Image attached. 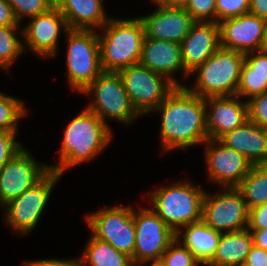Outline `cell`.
Returning <instances> with one entry per match:
<instances>
[{"label":"cell","instance_id":"obj_1","mask_svg":"<svg viewBox=\"0 0 267 266\" xmlns=\"http://www.w3.org/2000/svg\"><path fill=\"white\" fill-rule=\"evenodd\" d=\"M160 114V150L163 154L175 149L186 152L202 145L208 138L205 98L185 86L176 88L151 113Z\"/></svg>","mask_w":267,"mask_h":266},{"label":"cell","instance_id":"obj_2","mask_svg":"<svg viewBox=\"0 0 267 266\" xmlns=\"http://www.w3.org/2000/svg\"><path fill=\"white\" fill-rule=\"evenodd\" d=\"M112 131L109 124L85 107L64 129L62 143L58 148L59 162L49 165L50 170L62 176L68 169L97 158L113 140Z\"/></svg>","mask_w":267,"mask_h":266},{"label":"cell","instance_id":"obj_3","mask_svg":"<svg viewBox=\"0 0 267 266\" xmlns=\"http://www.w3.org/2000/svg\"><path fill=\"white\" fill-rule=\"evenodd\" d=\"M99 30H103L102 34ZM97 30L103 72H118L140 62L144 26L139 17H111Z\"/></svg>","mask_w":267,"mask_h":266},{"label":"cell","instance_id":"obj_4","mask_svg":"<svg viewBox=\"0 0 267 266\" xmlns=\"http://www.w3.org/2000/svg\"><path fill=\"white\" fill-rule=\"evenodd\" d=\"M206 191L186 178L148 192L150 208L175 232L201 221Z\"/></svg>","mask_w":267,"mask_h":266},{"label":"cell","instance_id":"obj_5","mask_svg":"<svg viewBox=\"0 0 267 266\" xmlns=\"http://www.w3.org/2000/svg\"><path fill=\"white\" fill-rule=\"evenodd\" d=\"M244 58L245 54L241 52L219 47L202 65L191 72L190 76L196 75L194 83L190 87L184 86L202 98L234 96L238 90Z\"/></svg>","mask_w":267,"mask_h":266},{"label":"cell","instance_id":"obj_6","mask_svg":"<svg viewBox=\"0 0 267 266\" xmlns=\"http://www.w3.org/2000/svg\"><path fill=\"white\" fill-rule=\"evenodd\" d=\"M67 41L66 77L69 86L83 92L102 72L97 30L69 29Z\"/></svg>","mask_w":267,"mask_h":266},{"label":"cell","instance_id":"obj_7","mask_svg":"<svg viewBox=\"0 0 267 266\" xmlns=\"http://www.w3.org/2000/svg\"><path fill=\"white\" fill-rule=\"evenodd\" d=\"M81 94L93 98L86 108L106 124L114 120L124 126L133 125L142 117L133 107L118 72H102Z\"/></svg>","mask_w":267,"mask_h":266},{"label":"cell","instance_id":"obj_8","mask_svg":"<svg viewBox=\"0 0 267 266\" xmlns=\"http://www.w3.org/2000/svg\"><path fill=\"white\" fill-rule=\"evenodd\" d=\"M62 176L51 170L35 186L27 189L19 197L10 201L2 209L3 218L12 231L21 236L29 234L38 225L42 213L47 207L53 188Z\"/></svg>","mask_w":267,"mask_h":266},{"label":"cell","instance_id":"obj_9","mask_svg":"<svg viewBox=\"0 0 267 266\" xmlns=\"http://www.w3.org/2000/svg\"><path fill=\"white\" fill-rule=\"evenodd\" d=\"M84 218L94 237L133 257L136 242L133 206H105L104 209L89 212Z\"/></svg>","mask_w":267,"mask_h":266},{"label":"cell","instance_id":"obj_10","mask_svg":"<svg viewBox=\"0 0 267 266\" xmlns=\"http://www.w3.org/2000/svg\"><path fill=\"white\" fill-rule=\"evenodd\" d=\"M118 74L133 107L143 117L151 114L176 88L167 77L151 71L140 63L123 68Z\"/></svg>","mask_w":267,"mask_h":266},{"label":"cell","instance_id":"obj_11","mask_svg":"<svg viewBox=\"0 0 267 266\" xmlns=\"http://www.w3.org/2000/svg\"><path fill=\"white\" fill-rule=\"evenodd\" d=\"M249 210L236 187L221 188L217 193L206 190L201 220L219 233L244 230L248 226Z\"/></svg>","mask_w":267,"mask_h":266},{"label":"cell","instance_id":"obj_12","mask_svg":"<svg viewBox=\"0 0 267 266\" xmlns=\"http://www.w3.org/2000/svg\"><path fill=\"white\" fill-rule=\"evenodd\" d=\"M133 220L136 231L133 264L161 258L176 239V233L149 206L139 210L133 207Z\"/></svg>","mask_w":267,"mask_h":266},{"label":"cell","instance_id":"obj_13","mask_svg":"<svg viewBox=\"0 0 267 266\" xmlns=\"http://www.w3.org/2000/svg\"><path fill=\"white\" fill-rule=\"evenodd\" d=\"M25 146L0 170V208L35 186L51 170L39 163Z\"/></svg>","mask_w":267,"mask_h":266},{"label":"cell","instance_id":"obj_14","mask_svg":"<svg viewBox=\"0 0 267 266\" xmlns=\"http://www.w3.org/2000/svg\"><path fill=\"white\" fill-rule=\"evenodd\" d=\"M204 161L208 180L222 188L237 187L251 170L252 164L238 151L226 147L218 139H207Z\"/></svg>","mask_w":267,"mask_h":266},{"label":"cell","instance_id":"obj_15","mask_svg":"<svg viewBox=\"0 0 267 266\" xmlns=\"http://www.w3.org/2000/svg\"><path fill=\"white\" fill-rule=\"evenodd\" d=\"M26 23L22 28L24 50L29 49V52L45 60L55 57L59 49L60 33L65 34L69 30L62 13L54 6Z\"/></svg>","mask_w":267,"mask_h":266},{"label":"cell","instance_id":"obj_16","mask_svg":"<svg viewBox=\"0 0 267 266\" xmlns=\"http://www.w3.org/2000/svg\"><path fill=\"white\" fill-rule=\"evenodd\" d=\"M265 19L250 13L219 22L220 47L247 54L260 51Z\"/></svg>","mask_w":267,"mask_h":266},{"label":"cell","instance_id":"obj_17","mask_svg":"<svg viewBox=\"0 0 267 266\" xmlns=\"http://www.w3.org/2000/svg\"><path fill=\"white\" fill-rule=\"evenodd\" d=\"M241 99L237 95L205 98L209 139H219L226 132L242 126L248 120L247 101Z\"/></svg>","mask_w":267,"mask_h":266},{"label":"cell","instance_id":"obj_18","mask_svg":"<svg viewBox=\"0 0 267 266\" xmlns=\"http://www.w3.org/2000/svg\"><path fill=\"white\" fill-rule=\"evenodd\" d=\"M144 26V38L171 41L181 44L195 22L184 8L156 5L151 14L138 16Z\"/></svg>","mask_w":267,"mask_h":266},{"label":"cell","instance_id":"obj_19","mask_svg":"<svg viewBox=\"0 0 267 266\" xmlns=\"http://www.w3.org/2000/svg\"><path fill=\"white\" fill-rule=\"evenodd\" d=\"M139 63L167 77L176 86H184L176 79V73L180 72L186 80L190 77L183 66L181 46L175 42L144 38Z\"/></svg>","mask_w":267,"mask_h":266},{"label":"cell","instance_id":"obj_20","mask_svg":"<svg viewBox=\"0 0 267 266\" xmlns=\"http://www.w3.org/2000/svg\"><path fill=\"white\" fill-rule=\"evenodd\" d=\"M180 46L183 66L191 74L219 49V23L194 22Z\"/></svg>","mask_w":267,"mask_h":266},{"label":"cell","instance_id":"obj_21","mask_svg":"<svg viewBox=\"0 0 267 266\" xmlns=\"http://www.w3.org/2000/svg\"><path fill=\"white\" fill-rule=\"evenodd\" d=\"M226 147L241 153L251 164H267V129L247 120L242 126L218 139Z\"/></svg>","mask_w":267,"mask_h":266},{"label":"cell","instance_id":"obj_22","mask_svg":"<svg viewBox=\"0 0 267 266\" xmlns=\"http://www.w3.org/2000/svg\"><path fill=\"white\" fill-rule=\"evenodd\" d=\"M69 29L99 30L110 19L102 0H56Z\"/></svg>","mask_w":267,"mask_h":266},{"label":"cell","instance_id":"obj_23","mask_svg":"<svg viewBox=\"0 0 267 266\" xmlns=\"http://www.w3.org/2000/svg\"><path fill=\"white\" fill-rule=\"evenodd\" d=\"M267 92V52L245 54L236 95L242 100Z\"/></svg>","mask_w":267,"mask_h":266},{"label":"cell","instance_id":"obj_24","mask_svg":"<svg viewBox=\"0 0 267 266\" xmlns=\"http://www.w3.org/2000/svg\"><path fill=\"white\" fill-rule=\"evenodd\" d=\"M253 245L252 233L248 228L221 233L216 252L206 265L242 266Z\"/></svg>","mask_w":267,"mask_h":266},{"label":"cell","instance_id":"obj_25","mask_svg":"<svg viewBox=\"0 0 267 266\" xmlns=\"http://www.w3.org/2000/svg\"><path fill=\"white\" fill-rule=\"evenodd\" d=\"M184 229V230H183ZM182 236V238H181ZM221 233L210 228L202 220L182 227L176 238L202 263L207 264L214 256Z\"/></svg>","mask_w":267,"mask_h":266},{"label":"cell","instance_id":"obj_26","mask_svg":"<svg viewBox=\"0 0 267 266\" xmlns=\"http://www.w3.org/2000/svg\"><path fill=\"white\" fill-rule=\"evenodd\" d=\"M79 256L81 266H135L131 257L92 234Z\"/></svg>","mask_w":267,"mask_h":266},{"label":"cell","instance_id":"obj_27","mask_svg":"<svg viewBox=\"0 0 267 266\" xmlns=\"http://www.w3.org/2000/svg\"><path fill=\"white\" fill-rule=\"evenodd\" d=\"M236 188L241 192L248 210L267 203V164L252 166Z\"/></svg>","mask_w":267,"mask_h":266},{"label":"cell","instance_id":"obj_28","mask_svg":"<svg viewBox=\"0 0 267 266\" xmlns=\"http://www.w3.org/2000/svg\"><path fill=\"white\" fill-rule=\"evenodd\" d=\"M17 35L23 36L21 26H0V69L4 71H9L25 51Z\"/></svg>","mask_w":267,"mask_h":266},{"label":"cell","instance_id":"obj_29","mask_svg":"<svg viewBox=\"0 0 267 266\" xmlns=\"http://www.w3.org/2000/svg\"><path fill=\"white\" fill-rule=\"evenodd\" d=\"M25 102L0 92V131H18L19 120L28 115Z\"/></svg>","mask_w":267,"mask_h":266},{"label":"cell","instance_id":"obj_30","mask_svg":"<svg viewBox=\"0 0 267 266\" xmlns=\"http://www.w3.org/2000/svg\"><path fill=\"white\" fill-rule=\"evenodd\" d=\"M17 21L23 24L24 18L30 19L48 12L55 6L53 0H8Z\"/></svg>","mask_w":267,"mask_h":266},{"label":"cell","instance_id":"obj_31","mask_svg":"<svg viewBox=\"0 0 267 266\" xmlns=\"http://www.w3.org/2000/svg\"><path fill=\"white\" fill-rule=\"evenodd\" d=\"M166 266H200L202 263L177 238L161 256Z\"/></svg>","mask_w":267,"mask_h":266},{"label":"cell","instance_id":"obj_32","mask_svg":"<svg viewBox=\"0 0 267 266\" xmlns=\"http://www.w3.org/2000/svg\"><path fill=\"white\" fill-rule=\"evenodd\" d=\"M184 9L195 22H216V0H188Z\"/></svg>","mask_w":267,"mask_h":266},{"label":"cell","instance_id":"obj_33","mask_svg":"<svg viewBox=\"0 0 267 266\" xmlns=\"http://www.w3.org/2000/svg\"><path fill=\"white\" fill-rule=\"evenodd\" d=\"M250 0H216L217 23L249 13Z\"/></svg>","mask_w":267,"mask_h":266},{"label":"cell","instance_id":"obj_34","mask_svg":"<svg viewBox=\"0 0 267 266\" xmlns=\"http://www.w3.org/2000/svg\"><path fill=\"white\" fill-rule=\"evenodd\" d=\"M248 120L267 129V92L247 101Z\"/></svg>","mask_w":267,"mask_h":266},{"label":"cell","instance_id":"obj_35","mask_svg":"<svg viewBox=\"0 0 267 266\" xmlns=\"http://www.w3.org/2000/svg\"><path fill=\"white\" fill-rule=\"evenodd\" d=\"M17 131H0V170L24 145L16 141Z\"/></svg>","mask_w":267,"mask_h":266},{"label":"cell","instance_id":"obj_36","mask_svg":"<svg viewBox=\"0 0 267 266\" xmlns=\"http://www.w3.org/2000/svg\"><path fill=\"white\" fill-rule=\"evenodd\" d=\"M247 228L249 230L267 228V203L249 209Z\"/></svg>","mask_w":267,"mask_h":266},{"label":"cell","instance_id":"obj_37","mask_svg":"<svg viewBox=\"0 0 267 266\" xmlns=\"http://www.w3.org/2000/svg\"><path fill=\"white\" fill-rule=\"evenodd\" d=\"M22 266H81V262L79 257H74L71 259L47 258L26 261Z\"/></svg>","mask_w":267,"mask_h":266},{"label":"cell","instance_id":"obj_38","mask_svg":"<svg viewBox=\"0 0 267 266\" xmlns=\"http://www.w3.org/2000/svg\"><path fill=\"white\" fill-rule=\"evenodd\" d=\"M244 266H267V251L253 245L247 255Z\"/></svg>","mask_w":267,"mask_h":266},{"label":"cell","instance_id":"obj_39","mask_svg":"<svg viewBox=\"0 0 267 266\" xmlns=\"http://www.w3.org/2000/svg\"><path fill=\"white\" fill-rule=\"evenodd\" d=\"M8 0H0V26H20Z\"/></svg>","mask_w":267,"mask_h":266},{"label":"cell","instance_id":"obj_40","mask_svg":"<svg viewBox=\"0 0 267 266\" xmlns=\"http://www.w3.org/2000/svg\"><path fill=\"white\" fill-rule=\"evenodd\" d=\"M249 13L267 19V0H250Z\"/></svg>","mask_w":267,"mask_h":266},{"label":"cell","instance_id":"obj_41","mask_svg":"<svg viewBox=\"0 0 267 266\" xmlns=\"http://www.w3.org/2000/svg\"><path fill=\"white\" fill-rule=\"evenodd\" d=\"M250 231L253 237V244L267 251V228Z\"/></svg>","mask_w":267,"mask_h":266},{"label":"cell","instance_id":"obj_42","mask_svg":"<svg viewBox=\"0 0 267 266\" xmlns=\"http://www.w3.org/2000/svg\"><path fill=\"white\" fill-rule=\"evenodd\" d=\"M153 1V5H157L160 7H168V8H184L188 2V0H151Z\"/></svg>","mask_w":267,"mask_h":266},{"label":"cell","instance_id":"obj_43","mask_svg":"<svg viewBox=\"0 0 267 266\" xmlns=\"http://www.w3.org/2000/svg\"><path fill=\"white\" fill-rule=\"evenodd\" d=\"M148 263L149 264L152 263V264H150V266H166L165 263H164V261L162 260V258L151 259V260L143 261V262L138 263L135 266H147Z\"/></svg>","mask_w":267,"mask_h":266},{"label":"cell","instance_id":"obj_44","mask_svg":"<svg viewBox=\"0 0 267 266\" xmlns=\"http://www.w3.org/2000/svg\"><path fill=\"white\" fill-rule=\"evenodd\" d=\"M261 50L267 52V19L265 20L264 38L262 41Z\"/></svg>","mask_w":267,"mask_h":266}]
</instances>
